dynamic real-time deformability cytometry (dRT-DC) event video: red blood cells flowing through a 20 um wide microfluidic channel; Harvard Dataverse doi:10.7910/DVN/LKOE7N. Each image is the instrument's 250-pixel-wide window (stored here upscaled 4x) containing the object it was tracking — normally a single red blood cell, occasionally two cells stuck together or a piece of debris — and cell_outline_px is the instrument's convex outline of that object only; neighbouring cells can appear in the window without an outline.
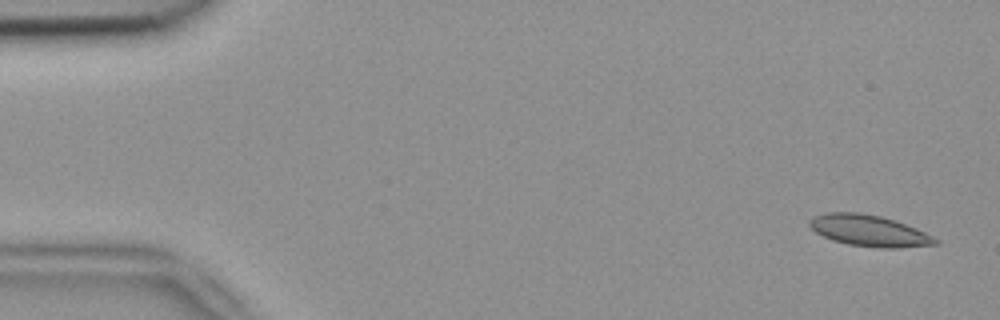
{"species": "common noctule bat (a hibernating species)", "species_latin": "Nyctalus noctula", "temperature_condition": "room temperature", "stored_images_in_passage": 4, "camera_frame_rate_fps": 3000, "um_per_image_px": 0.085, "animal": {"sex": "female", "body_mass_g": 18.4}, "frame": {"image": 1, "passage_image": 1, "time_ms": 0.0, "image_size_px": [1000, 320], "cell_outline_px": [[940, 244], [896, 248], [880, 248], [848, 244], [832, 240], [816, 232], [808, 224], [808, 220], [812, 216], [824, 212], [860, 212], [880, 216], [896, 220], [916, 228], [940, 240]], "centroid_in_image_um": [73.87, 19.6], "position_along_channel_um": 11.1, "area_um2": 23.12}}